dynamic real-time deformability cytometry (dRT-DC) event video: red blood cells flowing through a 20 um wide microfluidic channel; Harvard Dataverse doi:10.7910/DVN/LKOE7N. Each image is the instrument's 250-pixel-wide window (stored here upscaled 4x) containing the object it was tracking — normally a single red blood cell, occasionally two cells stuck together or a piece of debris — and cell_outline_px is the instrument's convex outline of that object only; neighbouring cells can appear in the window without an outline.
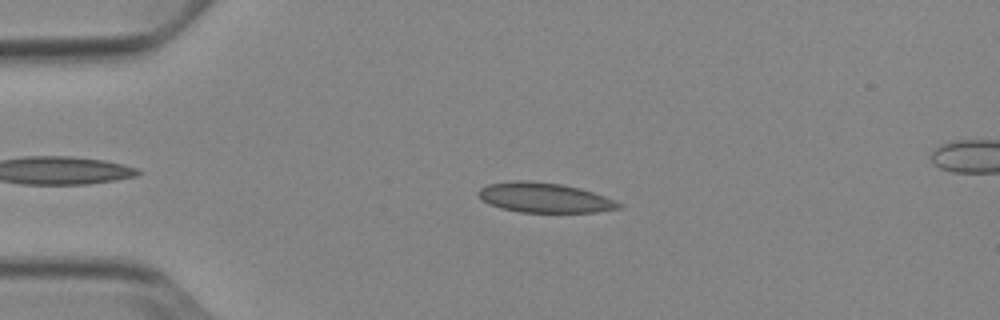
{"species": "Egyptian fruit bat (a non-hibernating species)", "species_latin": "Rousettus aegyptiacus", "temperature_condition": "cold", "stored_images_in_passage": 52, "camera_frame_rate_fps": 3000, "um_per_image_px": 0.085, "animal": {"sex": "female"}, "frame": {"image": 1, "passage_image": 12, "time_ms": 3.667, "image_size_px": [1000, 320], "cell_outline_px": [[624, 204], [620, 208], [596, 212], [520, 212], [500, 208], [488, 204], [480, 200], [476, 192], [480, 188], [488, 184], [512, 180], [528, 180], [560, 184], [580, 188], [604, 196]], "centroid_in_image_um": [46.22, 16.8], "position_along_channel_um": 38.8, "area_um2": 24.57}}
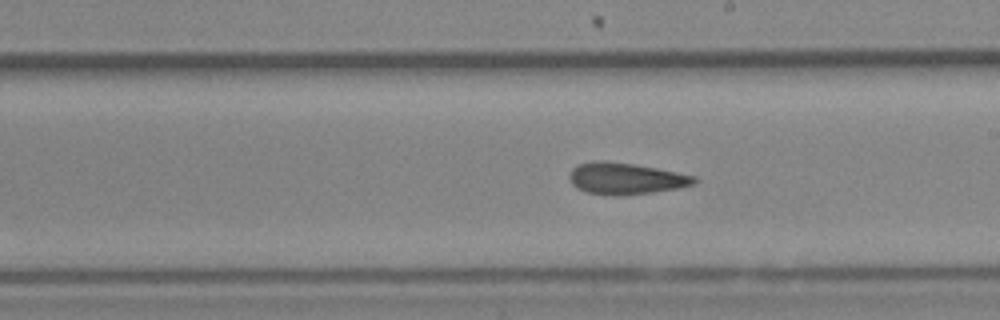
{"frame": {"image": 2, "passage_image": 30, "time_ms": 9.667, "image_size_px": [1000, 320], "cell_outline_px": [[700, 180], [696, 184], [680, 188], [652, 192], [620, 196], [612, 196], [584, 192], [576, 188], [572, 184], [568, 176], [572, 168], [576, 164], [592, 160], [604, 160], [632, 164], [656, 168], [696, 176]], "centroid_in_image_um": [53.16, 15.18], "position_along_channel_um": 235.8, "area_um2": 23.41}}
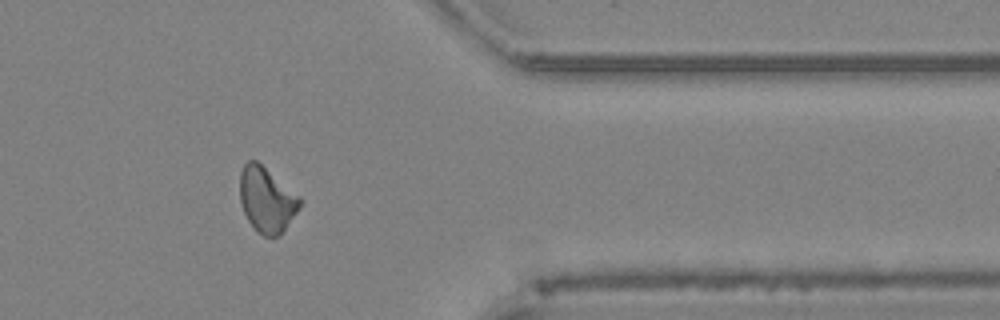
{"frame": {"image": 3, "passage_image": 43, "time_ms": 14.0, "image_size_px": [1000, 320], "cell_outline_px": [[300, 208], [284, 228], [276, 236], [264, 236], [248, 220], [244, 212], [240, 200], [240, 172], [244, 164], [248, 160], [256, 160], [300, 196]], "centroid_in_image_um": [22.65, 16.93], "position_along_channel_um": 388.7, "area_um2": 22.25}, "authors_computed_cell_mechanics": {"area_um2": 23.1778, "velocity_mm_per_s": 3.8633, "shape_relaxation_time_tau1_ms": null, "shape_relaxation_time_tau2_ms": 4.4478, "deformation_change_tau1": null, "deformation_change_tau2": 0.1119}}